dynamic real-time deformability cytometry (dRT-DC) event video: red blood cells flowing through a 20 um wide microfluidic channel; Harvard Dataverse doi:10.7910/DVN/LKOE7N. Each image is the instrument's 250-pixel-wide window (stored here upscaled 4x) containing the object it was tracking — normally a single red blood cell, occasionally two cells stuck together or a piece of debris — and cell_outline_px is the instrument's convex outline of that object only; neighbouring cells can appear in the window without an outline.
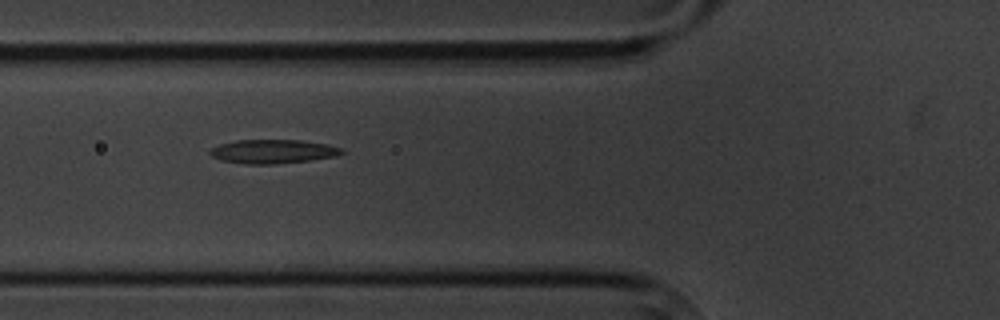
{"species": "common noctule bat (a hibernating species)", "species_latin": "Nyctalus noctula", "temperature_condition": "cold", "stored_images_in_passage": 9, "camera_frame_rate_fps": 3000, "um_per_image_px": 0.085, "animal": {"sex": "male", "body_mass_g": 20.1, "forearm_length_mm": 53.5}, "frame": {"image": 1, "passage_image": 6, "time_ms": 5.667, "image_size_px": [1000, 320], "cell_outline_px": [[344, 152], [336, 156], [312, 160], [276, 164], [244, 164], [224, 160], [212, 156], [208, 152], [208, 148], [220, 144], [236, 140], [300, 140], [328, 144], [340, 148]], "centroid_in_image_um": [23.18, 12.87], "position_along_channel_um": 102.6, "area_um2": 18.38}}
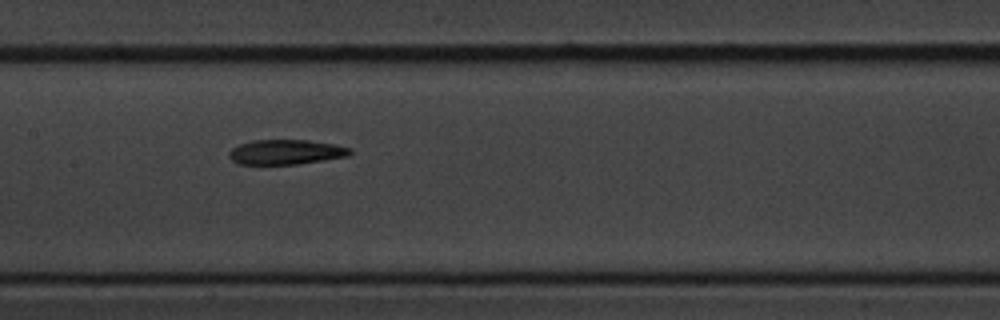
{"frame": {"image": 2, "passage_image": 8, "time_ms": 8.0, "image_size_px": [1000, 320], "cell_outline_px": [[352, 152], [348, 156], [296, 164], [236, 164], [228, 156], [228, 152], [232, 148], [240, 144], [252, 140], [308, 140], [332, 144], [348, 148]], "centroid_in_image_um": [24.23, 12.92], "position_along_channel_um": 183.2, "area_um2": 17.34}}
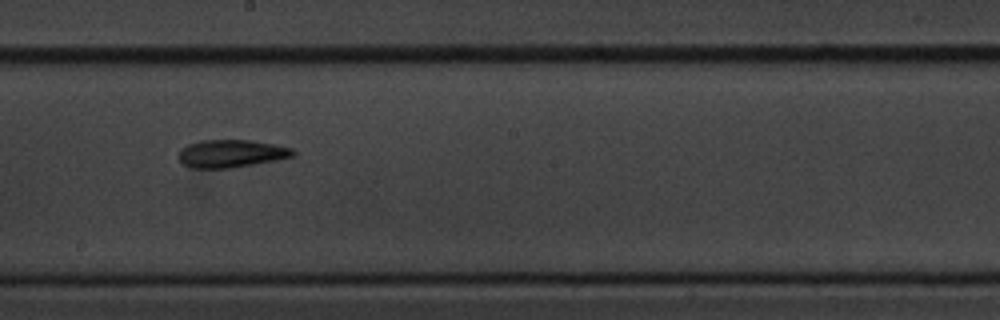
{"frame": {"image": 3, "passage_image": 9, "time_ms": 9.333, "image_size_px": [1000, 320], "cell_outline_px": [[296, 156], [276, 160], [228, 168], [192, 168], [184, 164], [180, 160], [180, 148], [188, 144], [200, 140], [252, 140], [292, 148], [296, 152]], "centroid_in_image_um": [19.67, 13.04], "position_along_channel_um": 228.5, "area_um2": 18.38}}